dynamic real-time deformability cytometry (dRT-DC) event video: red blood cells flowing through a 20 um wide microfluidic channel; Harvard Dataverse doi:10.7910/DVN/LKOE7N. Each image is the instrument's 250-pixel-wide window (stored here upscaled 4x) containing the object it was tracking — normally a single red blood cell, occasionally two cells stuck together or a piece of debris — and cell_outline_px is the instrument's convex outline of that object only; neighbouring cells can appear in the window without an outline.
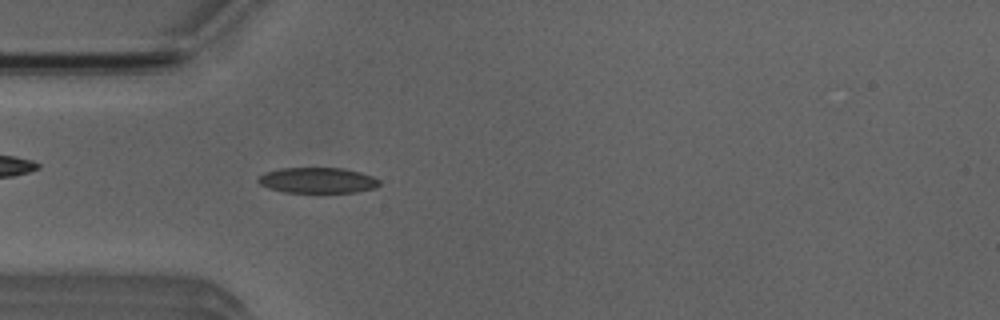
{"species": "Egyptian fruit bat (a non-hibernating species)", "species_latin": "Rousettus aegyptiacus", "temperature_condition": "room temperature", "stored_images_in_passage": 3, "camera_frame_rate_fps": 3000, "um_per_image_px": 0.085, "animal": {"sex": "male"}, "frame": {"image": 1, "passage_image": 3, "time_ms": 2.333, "image_size_px": [1000, 320], "cell_outline_px": [[380, 184], [376, 188], [356, 192], [284, 192], [268, 188], [260, 184], [256, 180], [256, 176], [264, 172], [280, 168], [344, 168], [360, 172], [372, 176], [380, 180]], "centroid_in_image_um": [26.96, 15.32], "position_along_channel_um": 58.0, "area_um2": 18.26}}